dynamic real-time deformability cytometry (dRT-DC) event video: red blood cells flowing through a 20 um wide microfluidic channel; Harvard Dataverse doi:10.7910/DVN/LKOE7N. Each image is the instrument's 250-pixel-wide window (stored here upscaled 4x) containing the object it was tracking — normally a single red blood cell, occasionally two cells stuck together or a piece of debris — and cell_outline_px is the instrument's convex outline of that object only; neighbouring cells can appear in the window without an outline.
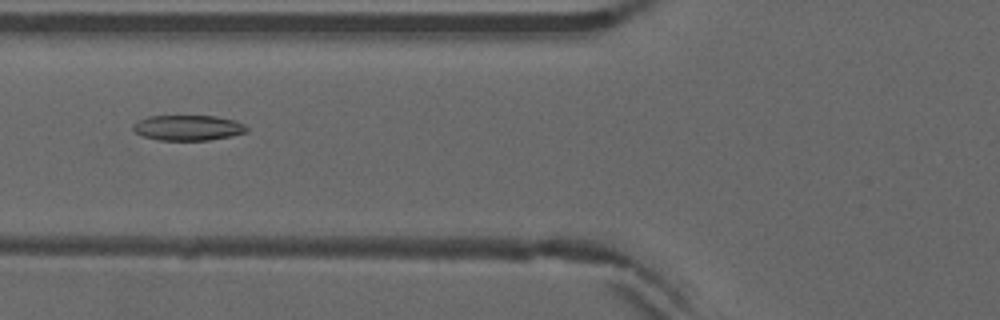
{"species": "common noctule bat (a hibernating species)", "species_latin": "Nyctalus noctula", "temperature_condition": "warm", "stored_images_in_passage": 48, "camera_frame_rate_fps": 3000, "um_per_image_px": 0.085, "animal": {"sex": "male", "forearm_length_mm": 52.5}, "frame": {"image": 1, "passage_image": 16, "time_ms": 5.0, "image_size_px": [1000, 320], "cell_outline_px": [[248, 132], [232, 136], [208, 140], [156, 140], [144, 136], [136, 132], [132, 128], [132, 124], [136, 120], [148, 116], [216, 116], [236, 120], [244, 124], [248, 128]], "centroid_in_image_um": [15.99, 10.85], "position_along_channel_um": 109.8, "area_um2": 16.99}}
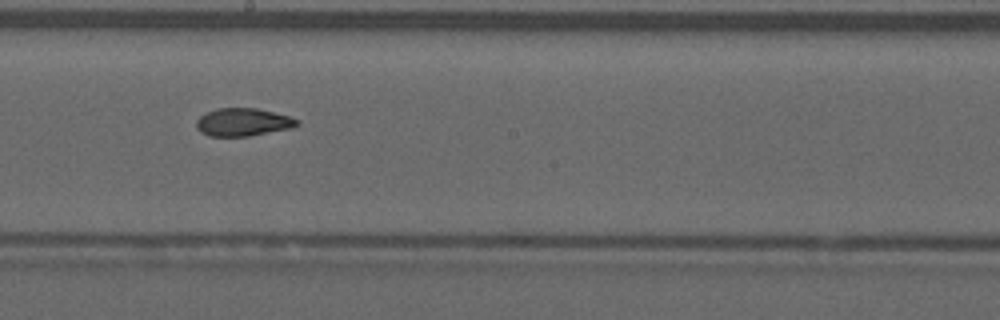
{"frame": {"image": 2, "passage_image": 25, "time_ms": 8.0, "image_size_px": [1000, 320], "cell_outline_px": [[300, 124], [292, 128], [248, 136], [208, 136], [200, 132], [196, 128], [196, 120], [200, 116], [216, 108], [256, 108], [292, 116], [300, 120]], "centroid_in_image_um": [20.68, 10.38], "position_along_channel_um": 227.5, "area_um2": 16.53}}
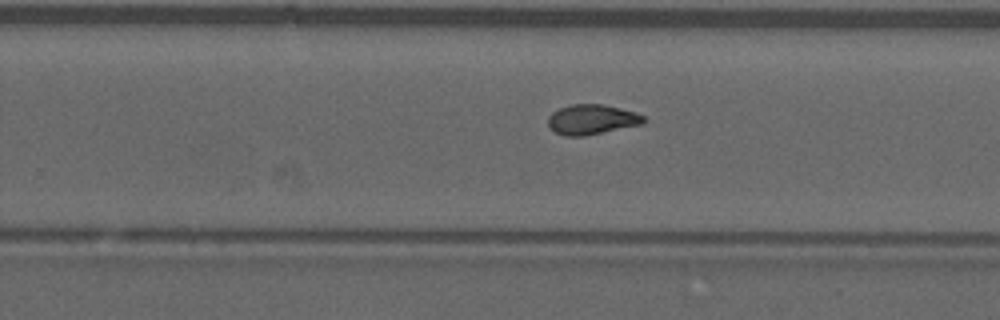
{"frame": {"image": 3, "passage_image": 29, "time_ms": 9.333, "image_size_px": [1000, 320], "cell_outline_px": [[644, 124], [584, 136], [564, 136], [552, 132], [548, 128], [548, 116], [552, 112], [560, 108], [572, 104], [604, 104], [636, 112], [644, 116]], "centroid_in_image_um": [50.27, 10.16], "position_along_channel_um": 279.5, "area_um2": 16.94}, "authors_computed_cell_mechanics": {"area_um2": 16.8487, "velocity_mm_per_s": 3.9252, "shape_relaxation_time_tau1_ms": 8.0904, "shape_relaxation_time_tau2_ms": 2.3304, "deformation_change_tau1": 0.2089, "deformation_change_tau2": 0.0819}}